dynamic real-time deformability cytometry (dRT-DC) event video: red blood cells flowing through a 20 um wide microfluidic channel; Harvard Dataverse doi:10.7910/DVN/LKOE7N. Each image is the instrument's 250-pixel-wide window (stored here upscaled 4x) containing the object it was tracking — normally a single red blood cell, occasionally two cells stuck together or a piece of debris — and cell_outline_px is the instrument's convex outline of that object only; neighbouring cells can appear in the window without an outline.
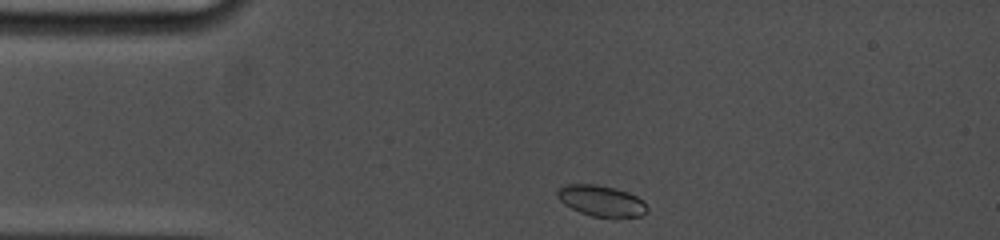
{"species": "common noctule bat (a hibernating species)", "species_latin": "Nyctalus noctula", "temperature_condition": "cold", "stored_images_in_passage": 8, "camera_frame_rate_fps": 5000, "um_per_image_px": 0.085, "animal": {"sex": "female", "body_mass_g": 19.0, "forearm_length_mm": 53.3}, "frame": {"image": 1, "passage_image": 1, "time_ms": 0.0, "image_size_px": [1000, 240], "cell_outline_px": [[648, 212], [640, 216], [616, 220], [612, 220], [592, 216], [580, 212], [564, 204], [556, 196], [556, 188], [568, 184], [596, 184], [628, 192], [636, 196], [648, 208]], "centroid_in_image_um": [51.11, 17.11], "position_along_channel_um": 33.9, "area_um2": 16.65}}
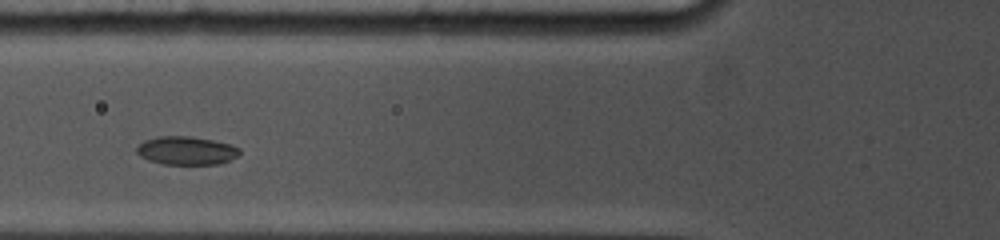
{"frame": {"image": 2, "passage_image": 7, "time_ms": 3.0, "image_size_px": [1000, 240], "cell_outline_px": [[240, 152], [236, 156], [228, 160], [216, 164], [164, 164], [148, 160], [140, 156], [136, 152], [136, 148], [144, 140], [156, 136], [192, 136], [232, 144], [240, 148]], "centroid_in_image_um": [15.82, 12.79], "position_along_channel_um": 110.0, "area_um2": 16.99}}
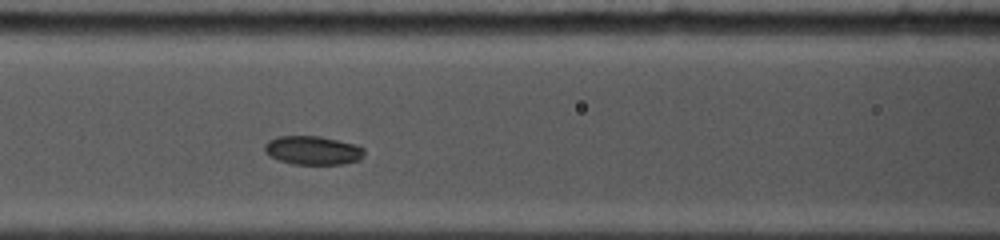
{"frame": {"image": 3, "passage_image": 8, "time_ms": 3.8, "image_size_px": [1000, 240], "cell_outline_px": [[364, 152], [360, 160], [344, 164], [292, 164], [268, 156], [264, 152], [264, 144], [268, 140], [276, 136], [320, 136], [356, 144], [364, 148]], "centroid_in_image_um": [26.56, 12.77], "position_along_channel_um": 140.0, "area_um2": 16.88}}